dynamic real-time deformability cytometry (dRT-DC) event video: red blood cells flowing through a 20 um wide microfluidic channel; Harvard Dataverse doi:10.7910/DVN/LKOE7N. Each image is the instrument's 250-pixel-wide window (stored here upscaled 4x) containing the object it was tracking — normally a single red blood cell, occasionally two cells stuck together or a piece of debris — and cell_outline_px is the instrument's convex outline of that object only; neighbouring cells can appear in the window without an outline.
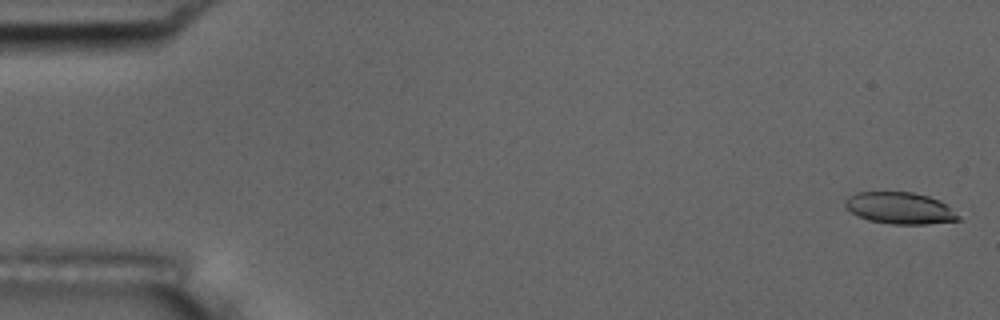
{"species": "common noctule bat (a hibernating species)", "species_latin": "Nyctalus noctula", "temperature_condition": "room temperature", "stored_images_in_passage": 55, "camera_frame_rate_fps": 3000, "um_per_image_px": 0.085, "animal": {"sex": "male", "body_mass_g": 17.5, "forearm_length_mm": 52.3}, "frame": {"image": 1, "passage_image": 2, "time_ms": 0.333, "image_size_px": [1000, 320], "cell_outline_px": [[960, 220], [928, 224], [892, 224], [868, 220], [844, 208], [844, 200], [848, 196], [856, 192], [912, 192], [928, 196], [940, 200], [960, 216]], "centroid_in_image_um": [76.47, 17.68], "position_along_channel_um": 8.5, "area_um2": 20.92}}
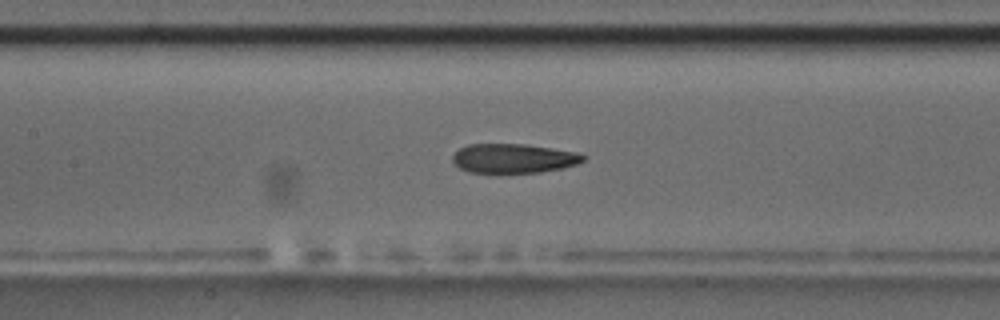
{"frame": {"image": 2, "passage_image": 26, "time_ms": 8.333, "image_size_px": [1000, 320], "cell_outline_px": [[588, 156], [584, 160], [576, 164], [560, 168], [540, 172], [500, 176], [468, 172], [460, 168], [452, 160], [452, 156], [460, 148], [468, 144], [528, 144], [576, 152]], "centroid_in_image_um": [43.61, 13.5], "position_along_channel_um": 163.8, "area_um2": 23.18}}
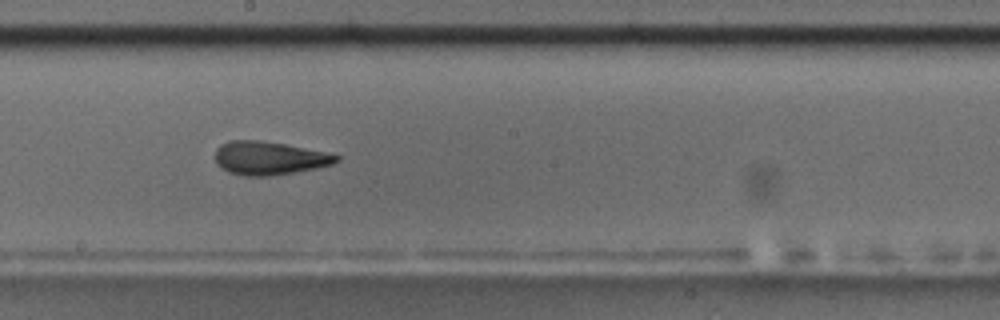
{"frame": {"image": 3, "passage_image": 31, "time_ms": 10.0, "image_size_px": [1000, 320], "cell_outline_px": [[340, 160], [332, 164], [292, 172], [268, 176], [244, 176], [228, 172], [216, 164], [216, 148], [220, 144], [228, 140], [260, 140], [284, 144], [324, 152], [340, 156]], "centroid_in_image_um": [22.81, 13.43], "position_along_channel_um": 225.4, "area_um2": 23.29}, "authors_computed_cell_mechanics": {"area_um2": 23.12, "velocity_mm_per_s": 3.7186, "shape_relaxation_time_tau1_ms": null, "shape_relaxation_time_tau2_ms": 2.5078, "deformation_change_tau1": null, "deformation_change_tau2": 0.1122}}